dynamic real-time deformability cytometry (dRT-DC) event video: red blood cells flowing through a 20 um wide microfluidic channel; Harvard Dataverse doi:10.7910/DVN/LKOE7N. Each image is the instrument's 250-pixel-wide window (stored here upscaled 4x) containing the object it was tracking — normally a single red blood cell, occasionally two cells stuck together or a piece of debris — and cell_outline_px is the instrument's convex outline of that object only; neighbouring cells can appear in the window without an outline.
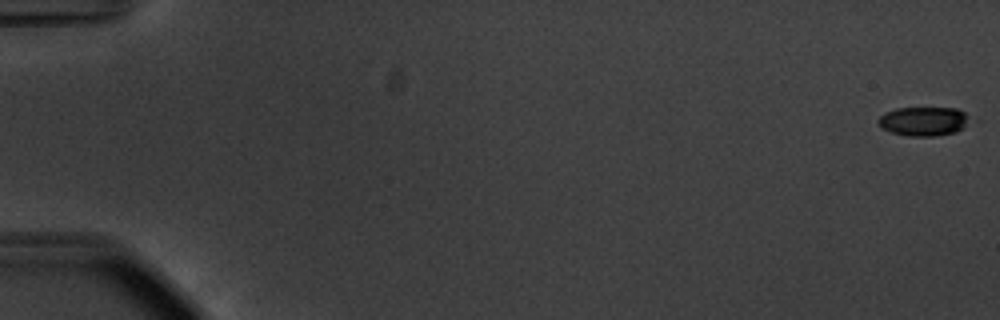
{"species": "common noctule bat (a hibernating species)", "species_latin": "Nyctalus noctula", "temperature_condition": "warm", "stored_images_in_passage": 56, "camera_frame_rate_fps": 3000, "um_per_image_px": 0.085, "animal": {"sex": "male", "body_mass_g": 20.1, "forearm_length_mm": 53.5}, "frame": {"image": 1, "passage_image": 1, "time_ms": 0.0, "image_size_px": [1000, 320], "cell_outline_px": [[972, 120], [964, 128], [956, 132], [936, 136], [908, 136], [892, 132], [884, 128], [876, 120], [884, 112], [896, 108], [956, 108], [964, 112]], "centroid_in_image_um": [78.54, 10.3], "position_along_channel_um": 6.5, "area_um2": 15.61}}
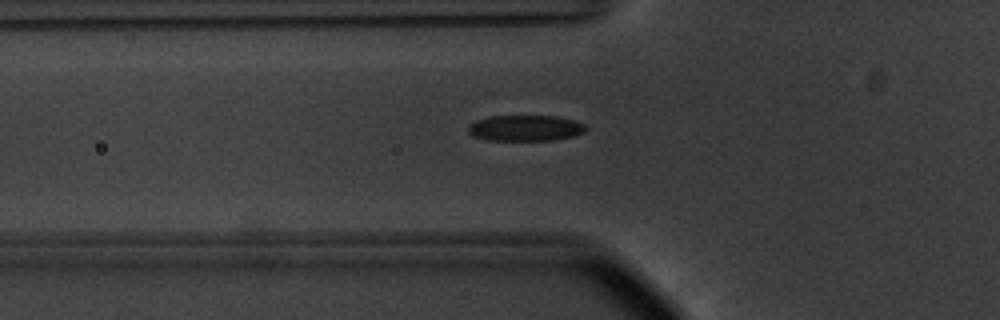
{"frame": {"image": 2, "passage_image": 21, "time_ms": 6.667, "image_size_px": [1000, 320], "cell_outline_px": [[588, 128], [584, 132], [572, 136], [552, 140], [488, 140], [472, 136], [468, 132], [468, 124], [476, 120], [492, 116], [556, 116], [572, 120], [584, 124]], "centroid_in_image_um": [44.62, 10.88], "position_along_channel_um": 81.2, "area_um2": 17.69}}
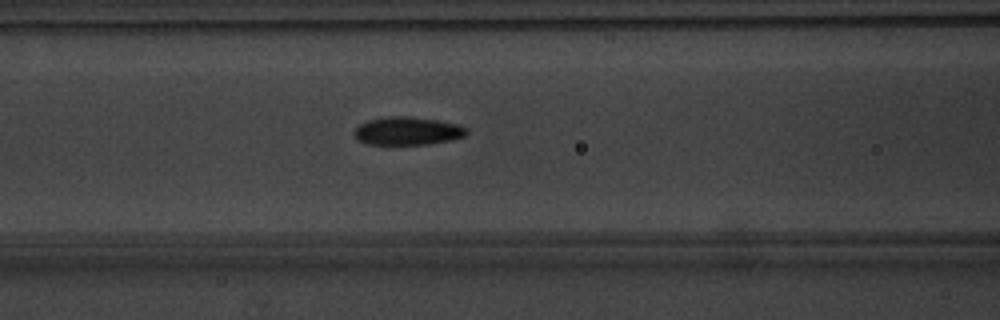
{"frame": {"image": 3, "passage_image": 25, "time_ms": 8.0, "image_size_px": [1000, 320], "cell_outline_px": [[468, 132], [464, 136], [452, 140], [428, 144], [364, 144], [356, 140], [352, 132], [360, 124], [368, 120], [388, 116], [408, 116], [436, 120], [460, 124], [468, 128]], "centroid_in_image_um": [34.62, 11.13], "position_along_channel_um": 132.0, "area_um2": 18.61}, "authors_computed_cell_mechanics": {"area_um2": 18.0047, "velocity_mm_per_s": 3.7358, "shape_relaxation_time_tau1_ms": 2.8166, "shape_relaxation_time_tau2_ms": 2.548, "deformation_change_tau1": 0.1339, "deformation_change_tau2": 0.0905}}